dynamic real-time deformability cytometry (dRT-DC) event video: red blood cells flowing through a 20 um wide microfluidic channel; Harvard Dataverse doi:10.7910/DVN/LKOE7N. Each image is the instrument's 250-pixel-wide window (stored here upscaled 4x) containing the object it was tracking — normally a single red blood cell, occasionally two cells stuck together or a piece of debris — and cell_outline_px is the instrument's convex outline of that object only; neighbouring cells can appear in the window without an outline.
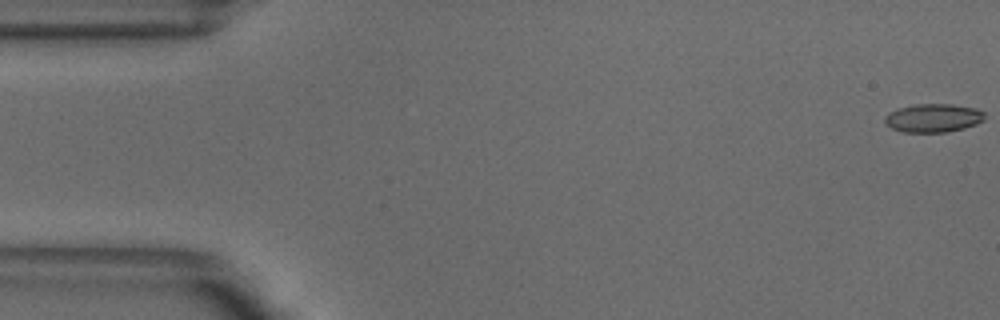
{"species": "common noctule bat (a hibernating species)", "species_latin": "Nyctalus noctula", "temperature_condition": "warm", "stored_images_in_passage": 13, "camera_frame_rate_fps": 3000, "um_per_image_px": 0.085, "animal": {"sex": "male", "body_mass_g": 18.8}, "frame": {"image": 1, "passage_image": 1, "time_ms": 0.0, "image_size_px": [1000, 320], "cell_outline_px": [[984, 120], [976, 124], [964, 128], [948, 132], [904, 132], [892, 128], [884, 124], [884, 116], [888, 112], [896, 108], [916, 104], [952, 104], [976, 108], [984, 112]], "centroid_in_image_um": [79.29, 10.02], "position_along_channel_um": 5.7, "area_um2": 16.76}}